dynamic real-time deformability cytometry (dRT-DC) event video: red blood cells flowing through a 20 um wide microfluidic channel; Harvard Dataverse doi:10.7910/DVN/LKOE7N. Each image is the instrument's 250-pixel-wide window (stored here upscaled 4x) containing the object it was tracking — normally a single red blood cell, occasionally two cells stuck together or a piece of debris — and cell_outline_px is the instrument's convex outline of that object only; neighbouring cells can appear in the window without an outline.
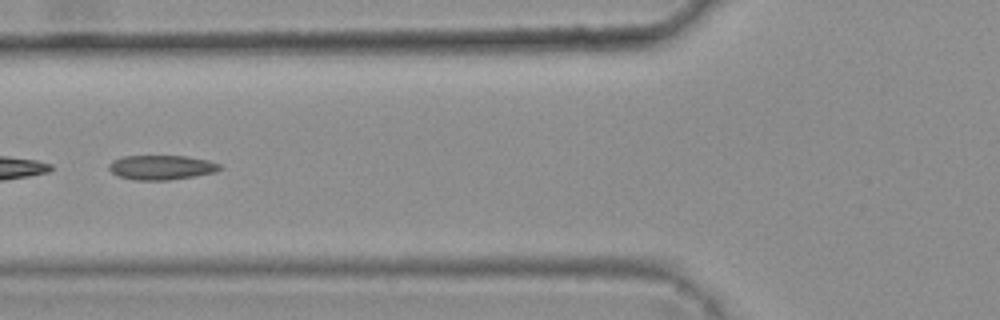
{"species": "common noctule bat (a hibernating species)", "species_latin": "Nyctalus noctula", "temperature_condition": "warm", "stored_images_in_passage": 45, "camera_frame_rate_fps": 3000, "um_per_image_px": 0.085, "animal": {"sex": "female", "body_mass_g": 25.1}, "frame": {"image": 1, "passage_image": 20, "time_ms": 6.333, "image_size_px": [1000, 320], "cell_outline_px": [[220, 168], [216, 172], [168, 180], [132, 180], [120, 176], [112, 172], [108, 168], [108, 164], [112, 160], [120, 156], [184, 156], [208, 160], [220, 164]], "centroid_in_image_um": [13.67, 14.22], "position_along_channel_um": 112.1, "area_um2": 15.78}, "authors_computed_cell_mechanics": {"area_um2": 16.184, "velocity_mm_per_s": 3.788, "shape_relaxation_time_tau1_ms": null, "shape_relaxation_time_tau2_ms": 2.8639, "deformation_change_tau1": null, "deformation_change_tau2": 0.0805}}